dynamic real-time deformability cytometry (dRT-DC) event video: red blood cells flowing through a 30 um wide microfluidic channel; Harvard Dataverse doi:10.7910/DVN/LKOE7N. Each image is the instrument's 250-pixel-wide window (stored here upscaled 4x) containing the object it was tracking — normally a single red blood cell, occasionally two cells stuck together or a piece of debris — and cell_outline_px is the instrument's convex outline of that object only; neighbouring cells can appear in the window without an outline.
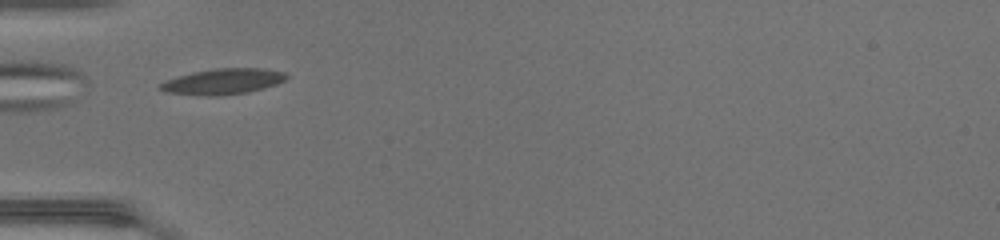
{"species": "common noctule bat (a hibernating species)", "species_latin": "Nyctalus noctula", "temperature_condition": "warm", "stored_images_in_passage": 34, "camera_frame_rate_fps": 3000, "um_per_image_px": 0.085, "animal": {"sex": "female", "body_mass_g": 17.0, "forearm_length_mm": 48.0}, "frame": {"image": 1, "passage_image": 1, "time_ms": 0.0, "image_size_px": [1000, 240], "cell_outline_px": [[288, 76], [284, 80], [276, 84], [248, 92], [212, 96], [208, 96], [168, 92], [160, 88], [160, 84], [168, 80], [192, 72], [216, 68], [260, 68], [284, 72]], "centroid_in_image_um": [18.99, 6.92], "position_along_channel_um": 66.0, "area_um2": 18.44}}